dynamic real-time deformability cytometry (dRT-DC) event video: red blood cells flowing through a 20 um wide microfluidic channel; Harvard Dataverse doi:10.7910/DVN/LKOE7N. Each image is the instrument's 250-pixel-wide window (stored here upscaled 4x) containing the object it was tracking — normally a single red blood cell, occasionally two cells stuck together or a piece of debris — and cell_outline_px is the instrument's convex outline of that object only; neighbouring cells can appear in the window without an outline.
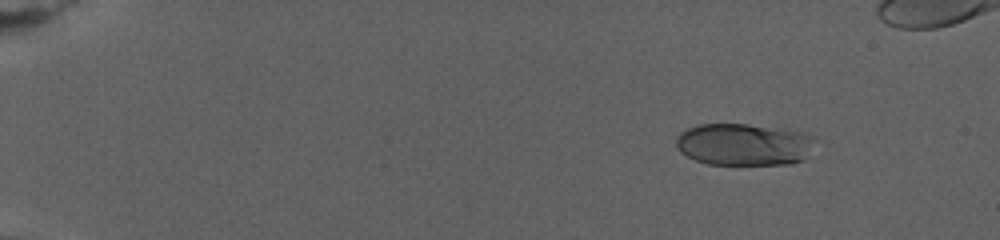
{"species": "human", "species_latin": "Homo sapiens", "temperature_condition": "warm", "stored_images_in_passage": 62, "camera_frame_rate_fps": 3000, "um_per_image_px": 0.085, "donor": {"sex": "female"}, "frame": {"image": 1, "passage_image": 7, "time_ms": 3.333, "image_size_px": [1000, 240], "cell_outline_px": [[820, 140], [804, 160], [792, 164], [708, 164], [696, 160], [680, 152], [676, 144], [676, 136], [680, 132], [696, 124], [748, 124], [804, 132], [816, 136]], "centroid_in_image_um": [63.31, 12.27], "position_along_channel_um": 21.7, "area_um2": 34.62}}
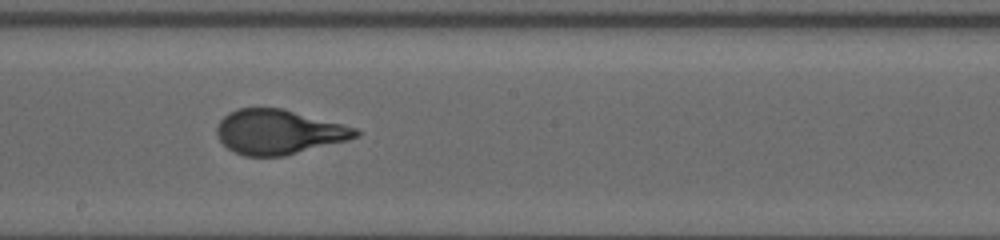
{"frame": {"image": 2, "passage_image": 35, "time_ms": 16.0, "image_size_px": [1000, 240], "cell_outline_px": [[360, 136], [348, 140], [284, 156], [244, 156], [232, 152], [216, 136], [216, 128], [220, 120], [228, 112], [240, 108], [280, 108], [356, 128], [360, 132]], "centroid_in_image_um": [23.64, 11.23], "position_along_channel_um": 224.6, "area_um2": 35.89}}
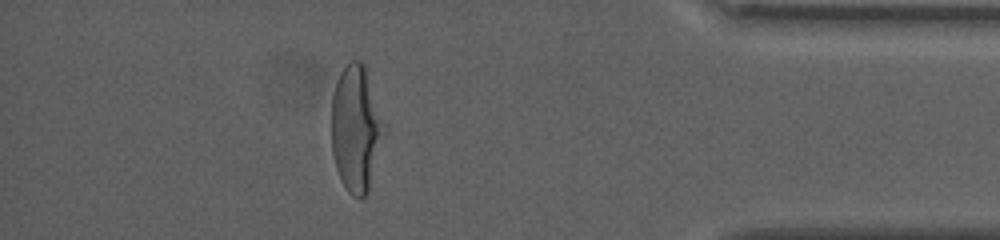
{"frame": {"image": 3, "passage_image": 52, "time_ms": 24.0, "image_size_px": [1000, 240], "cell_outline_px": [[384, 124], [368, 192], [360, 200], [352, 196], [348, 192], [340, 180], [336, 168], [332, 152], [332, 96], [336, 80], [340, 72], [348, 60], [360, 60], [364, 64]], "centroid_in_image_um": [30.2, 10.91], "position_along_channel_um": 405.0, "area_um2": 37.92}}